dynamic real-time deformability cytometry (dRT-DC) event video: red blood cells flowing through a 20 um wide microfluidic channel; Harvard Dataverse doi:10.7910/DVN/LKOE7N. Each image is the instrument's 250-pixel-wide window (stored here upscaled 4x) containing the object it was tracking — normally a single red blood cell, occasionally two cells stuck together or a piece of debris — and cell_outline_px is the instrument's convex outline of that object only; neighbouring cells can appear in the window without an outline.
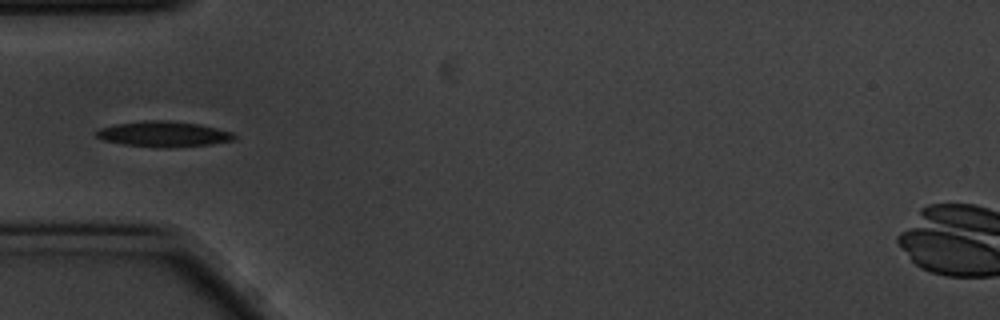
{"species": "common noctule bat (a hibernating species)", "species_latin": "Nyctalus noctula", "temperature_condition": "cold", "stored_images_in_passage": 40, "camera_frame_rate_fps": 3000, "um_per_image_px": 0.085, "animal": {"sex": "male", "body_mass_g": 20.1, "forearm_length_mm": 53.5}, "frame": {"image": 1, "passage_image": 1, "time_ms": 0.0, "image_size_px": [1000, 320], "cell_outline_px": [[236, 140], [212, 144], [168, 148], [156, 148], [124, 144], [104, 140], [96, 136], [92, 132], [100, 128], [112, 124], [144, 120], [168, 120], [200, 124], [232, 132], [236, 136]], "centroid_in_image_um": [13.88, 11.39], "position_along_channel_um": 71.1, "area_um2": 20.87}}
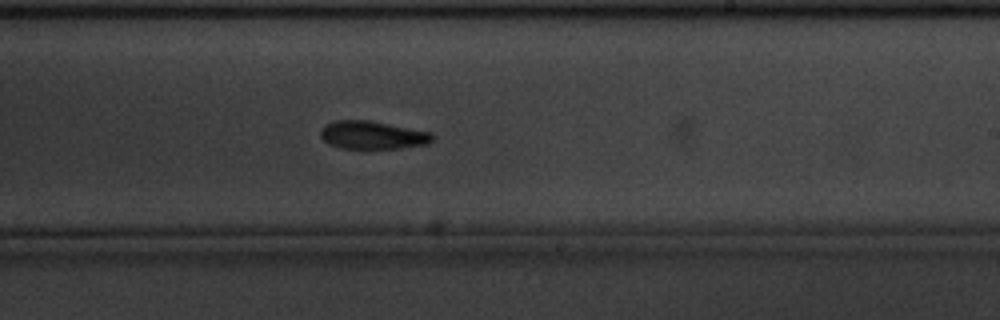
{"frame": {"image": 2, "passage_image": 17, "time_ms": 5.333, "image_size_px": [1000, 320], "cell_outline_px": [[436, 136], [428, 144], [400, 148], [340, 148], [328, 144], [320, 136], [320, 128], [324, 124], [336, 120], [372, 120], [432, 132]], "centroid_in_image_um": [31.67, 11.47], "position_along_channel_um": 257.3, "area_um2": 18.61}}
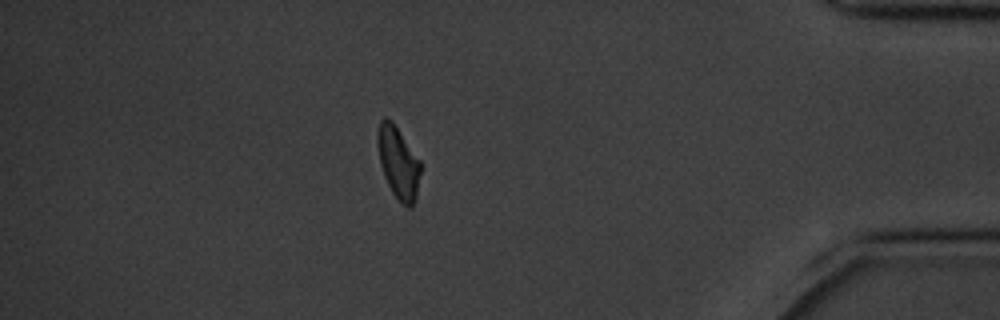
{"frame": {"image": 3, "passage_image": 33, "time_ms": 10.667, "image_size_px": [1000, 320], "cell_outline_px": [[420, 172], [416, 196], [412, 204], [408, 208], [392, 192], [384, 176], [380, 164], [376, 144], [376, 132], [380, 120], [384, 116], [392, 120], [420, 160]], "centroid_in_image_um": [33.81, 13.74], "position_along_channel_um": 401.4, "area_um2": 17.98}}